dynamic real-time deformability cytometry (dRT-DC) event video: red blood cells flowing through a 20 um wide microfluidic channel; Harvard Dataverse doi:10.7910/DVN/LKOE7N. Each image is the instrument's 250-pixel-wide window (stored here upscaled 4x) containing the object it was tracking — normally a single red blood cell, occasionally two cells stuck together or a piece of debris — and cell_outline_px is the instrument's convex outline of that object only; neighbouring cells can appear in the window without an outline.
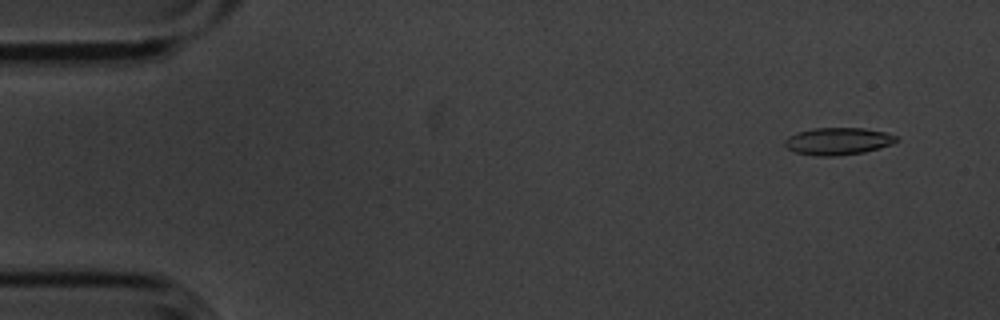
{"species": "common noctule bat (a hibernating species)", "species_latin": "Nyctalus noctula", "temperature_condition": "cold", "stored_images_in_passage": 5, "camera_frame_rate_fps": 3000, "um_per_image_px": 0.085, "animal": {"sex": "male", "body_mass_g": 20.1, "forearm_length_mm": 53.5}, "frame": {"image": 1, "passage_image": 2, "time_ms": 0.333, "image_size_px": [1000, 320], "cell_outline_px": [[900, 140], [892, 144], [880, 148], [864, 152], [836, 156], [816, 156], [796, 152], [788, 148], [784, 144], [784, 140], [788, 136], [796, 132], [812, 128], [864, 128], [884, 132], [896, 136]], "centroid_in_image_um": [71.22, 12.0], "position_along_channel_um": 13.8, "area_um2": 17.8}}
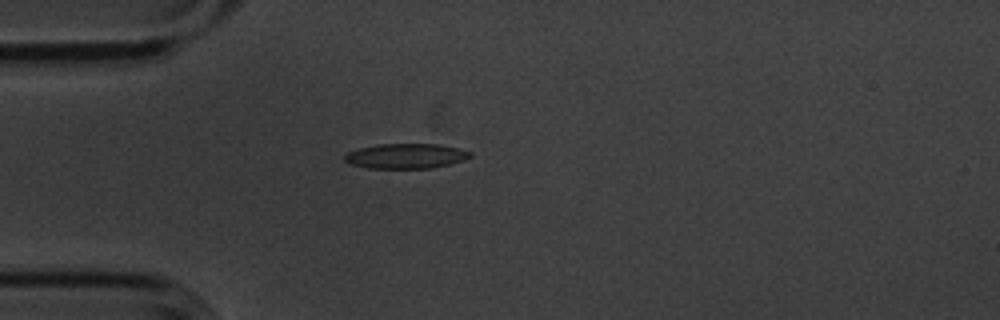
{"frame": {"image": 2, "passage_image": 5, "time_ms": 1.333, "image_size_px": [1000, 320], "cell_outline_px": [[472, 156], [448, 164], [432, 168], [368, 168], [352, 164], [344, 160], [344, 156], [348, 152], [360, 148], [380, 144], [436, 144], [456, 148], [472, 152]], "centroid_in_image_um": [34.47, 13.26], "position_along_channel_um": 50.5, "area_um2": 17.92}}